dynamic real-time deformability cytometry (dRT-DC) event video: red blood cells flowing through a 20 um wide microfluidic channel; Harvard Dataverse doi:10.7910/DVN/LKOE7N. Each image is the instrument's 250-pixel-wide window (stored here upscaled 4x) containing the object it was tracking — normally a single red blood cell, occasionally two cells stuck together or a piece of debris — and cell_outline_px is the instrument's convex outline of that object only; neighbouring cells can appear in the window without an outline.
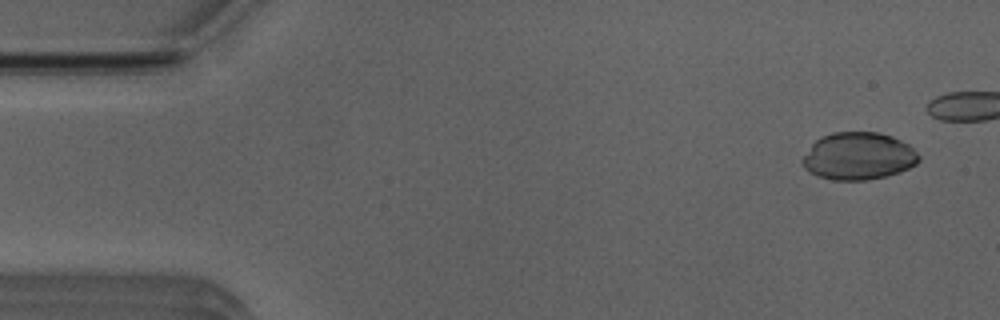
{"species": "Egyptian fruit bat (a non-hibernating species)", "species_latin": "Rousettus aegyptiacus", "temperature_condition": "room temperature", "stored_images_in_passage": 16, "camera_frame_rate_fps": 3000, "um_per_image_px": 0.085, "animal": {"sex": "male"}, "frame": {"image": 1, "passage_image": 3, "time_ms": 0.667, "image_size_px": [1000, 320], "cell_outline_px": [[920, 160], [916, 164], [900, 172], [868, 180], [832, 180], [816, 176], [808, 172], [804, 168], [800, 160], [812, 144], [820, 136], [832, 132], [876, 132], [892, 136], [908, 144], [920, 156]], "centroid_in_image_um": [72.93, 13.27], "position_along_channel_um": 12.1, "area_um2": 32.37}}